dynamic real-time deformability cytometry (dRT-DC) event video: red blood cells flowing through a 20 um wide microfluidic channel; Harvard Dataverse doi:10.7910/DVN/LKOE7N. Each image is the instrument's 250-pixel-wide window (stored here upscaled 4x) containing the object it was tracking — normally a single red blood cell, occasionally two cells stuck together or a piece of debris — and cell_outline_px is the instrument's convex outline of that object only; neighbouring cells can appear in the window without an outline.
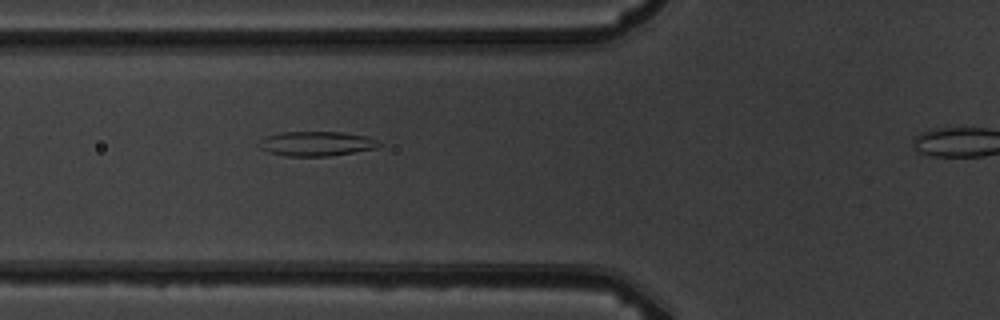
{"species": "common noctule bat (a hibernating species)", "species_latin": "Nyctalus noctula", "temperature_condition": "warm", "stored_images_in_passage": 4, "camera_frame_rate_fps": 3000, "um_per_image_px": 0.085, "animal": {"sex": "male", "body_mass_g": 19.5, "forearm_length_mm": 54.6}, "frame": {"image": 1, "passage_image": 3, "time_ms": 2.333, "image_size_px": [1000, 320], "cell_outline_px": [[384, 144], [376, 148], [328, 156], [284, 156], [268, 152], [260, 148], [256, 144], [260, 140], [268, 136], [280, 132], [340, 132], [364, 136], [376, 140]], "centroid_in_image_um": [26.85, 12.21], "position_along_channel_um": 98.9, "area_um2": 17.11}}